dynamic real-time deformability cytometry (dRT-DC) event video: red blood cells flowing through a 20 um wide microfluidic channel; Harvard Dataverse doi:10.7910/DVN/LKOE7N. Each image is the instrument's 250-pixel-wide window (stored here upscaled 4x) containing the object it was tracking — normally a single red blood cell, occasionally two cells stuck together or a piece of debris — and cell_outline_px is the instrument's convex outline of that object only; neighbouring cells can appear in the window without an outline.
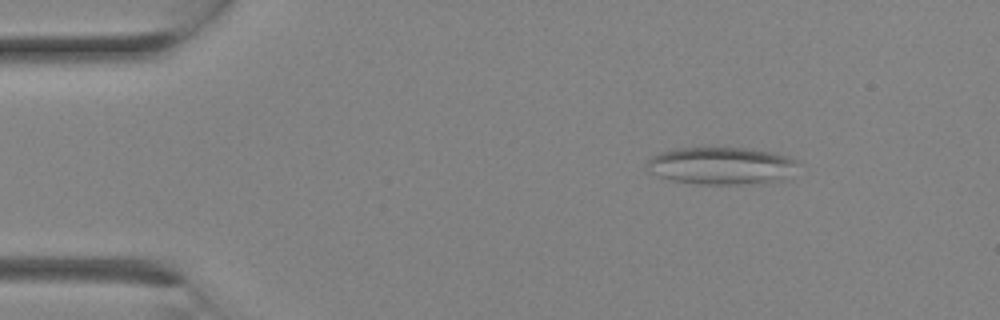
{"species": "Egyptian fruit bat (a non-hibernating species)", "species_latin": "Rousettus aegyptiacus", "temperature_condition": "room temperature", "stored_images_in_passage": 5, "camera_frame_rate_fps": 3000, "um_per_image_px": 0.085, "animal": {"sex": "female"}, "frame": {"image": 1, "passage_image": 1, "time_ms": 0.0, "image_size_px": [1000, 320], "cell_outline_px": [[796, 164], [784, 180], [760, 184], [696, 184], [672, 180], [648, 172], [648, 160], [652, 156], [660, 152], [676, 148], [748, 148], [772, 152], [788, 156], [796, 160]], "centroid_in_image_um": [61.3, 14.1], "position_along_channel_um": 23.7, "area_um2": 32.89}}